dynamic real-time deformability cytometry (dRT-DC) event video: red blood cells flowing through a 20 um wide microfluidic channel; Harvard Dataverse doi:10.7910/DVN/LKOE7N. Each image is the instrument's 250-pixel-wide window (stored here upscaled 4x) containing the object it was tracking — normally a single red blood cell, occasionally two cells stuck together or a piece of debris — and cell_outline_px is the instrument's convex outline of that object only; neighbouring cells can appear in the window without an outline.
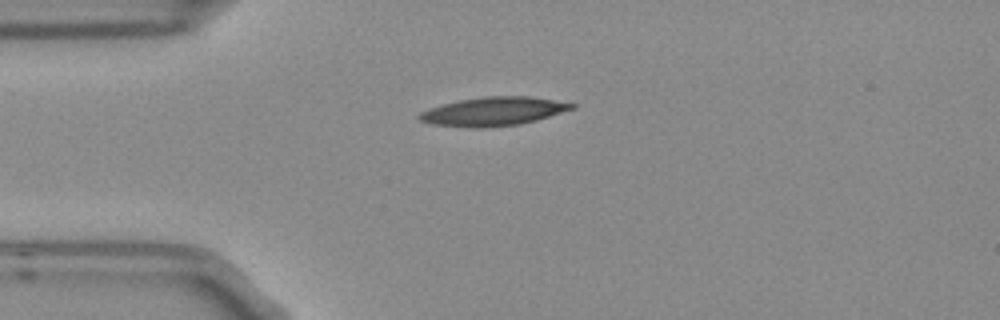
{"species": "Egyptian fruit bat (a non-hibernating species)", "species_latin": "Rousettus aegyptiacus", "temperature_condition": "room temperature", "stored_images_in_passage": 2, "camera_frame_rate_fps": 3000, "um_per_image_px": 0.085, "frame": {"image": 1, "passage_image": 2, "time_ms": 0.333, "image_size_px": [1000, 320], "cell_outline_px": [[576, 108], [536, 120], [520, 124], [476, 128], [432, 124], [420, 120], [416, 116], [420, 112], [444, 104], [460, 100], [484, 96], [528, 96], [576, 104]], "centroid_in_image_um": [41.94, 9.47], "position_along_channel_um": 43.1, "area_um2": 25.14}}